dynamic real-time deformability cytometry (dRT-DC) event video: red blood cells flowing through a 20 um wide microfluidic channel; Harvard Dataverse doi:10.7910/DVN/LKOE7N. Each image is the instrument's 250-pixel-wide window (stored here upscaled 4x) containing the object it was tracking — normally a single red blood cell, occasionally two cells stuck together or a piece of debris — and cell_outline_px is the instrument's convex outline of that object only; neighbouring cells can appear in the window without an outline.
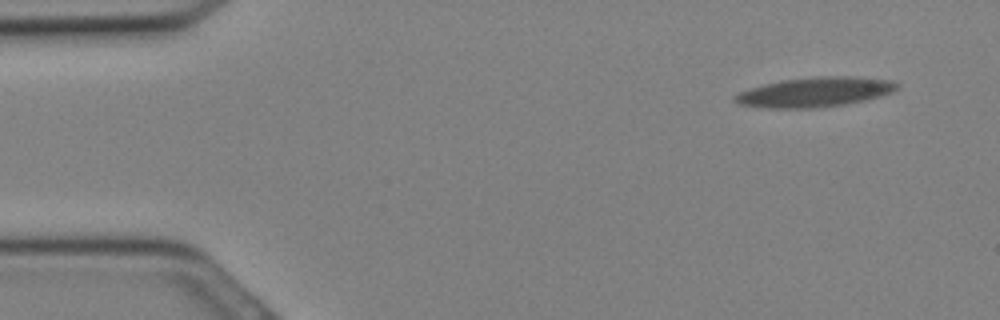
{"species": "Egyptian fruit bat (a non-hibernating species)", "species_latin": "Rousettus aegyptiacus", "temperature_condition": "cold", "stored_images_in_passage": 32, "camera_frame_rate_fps": 3000, "um_per_image_px": 0.085, "animal": {"sex": "female"}, "frame": {"image": 1, "passage_image": 3, "time_ms": 0.667, "image_size_px": [1000, 320], "cell_outline_px": [[900, 84], [892, 92], [880, 96], [864, 100], [844, 104], [812, 108], [772, 108], [740, 104], [732, 100], [732, 96], [740, 92], [764, 84], [780, 80], [816, 76], [852, 76], [892, 80]], "centroid_in_image_um": [69.27, 7.81], "position_along_channel_um": 15.7, "area_um2": 27.92}}
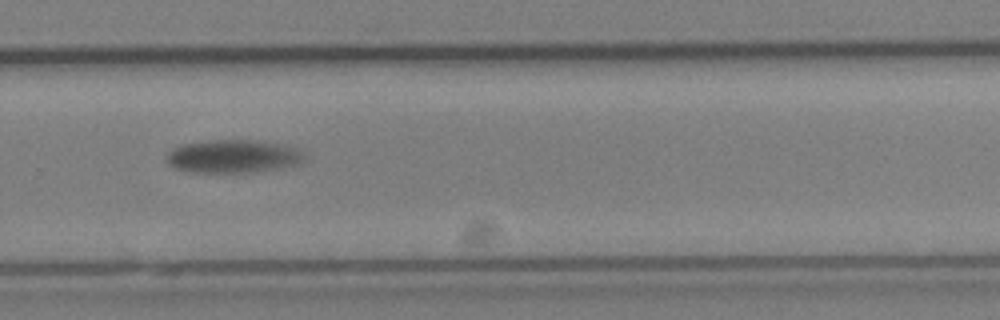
{"frame": {"image": 2, "passage_image": 22, "time_ms": 7.0, "image_size_px": [1000, 320], "cell_outline_px": [[304, 160], [300, 164], [280, 168], [252, 172], [192, 172], [176, 168], [168, 160], [168, 152], [172, 148], [184, 144], [212, 140], [252, 140], [276, 144], [296, 148], [304, 152]], "centroid_in_image_um": [19.85, 13.29], "position_along_channel_um": 309.9, "area_um2": 26.18}}
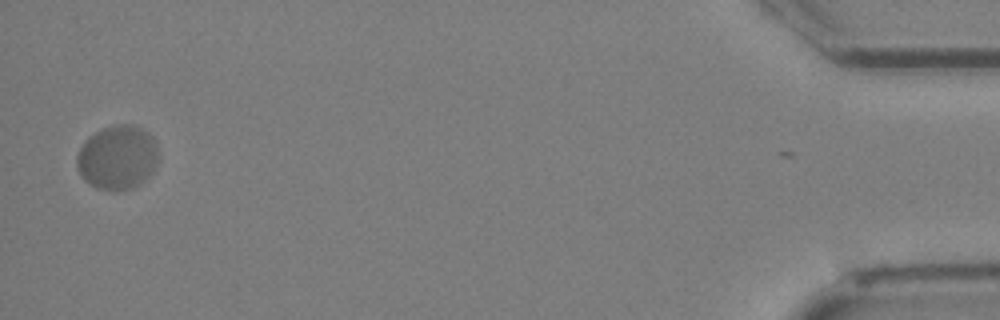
{"frame": {"image": 3, "passage_image": 32, "time_ms": 10.333, "image_size_px": [1000, 320], "cell_outline_px": [[156, 164], [152, 172], [144, 180], [132, 188], [112, 192], [96, 188], [88, 184], [80, 176], [76, 164], [76, 156], [84, 140], [88, 136], [104, 128], [116, 124], [132, 124], [148, 132], [152, 136], [156, 144]], "centroid_in_image_um": [9.94, 13.4], "position_along_channel_um": 425.3, "area_um2": 30.69}}